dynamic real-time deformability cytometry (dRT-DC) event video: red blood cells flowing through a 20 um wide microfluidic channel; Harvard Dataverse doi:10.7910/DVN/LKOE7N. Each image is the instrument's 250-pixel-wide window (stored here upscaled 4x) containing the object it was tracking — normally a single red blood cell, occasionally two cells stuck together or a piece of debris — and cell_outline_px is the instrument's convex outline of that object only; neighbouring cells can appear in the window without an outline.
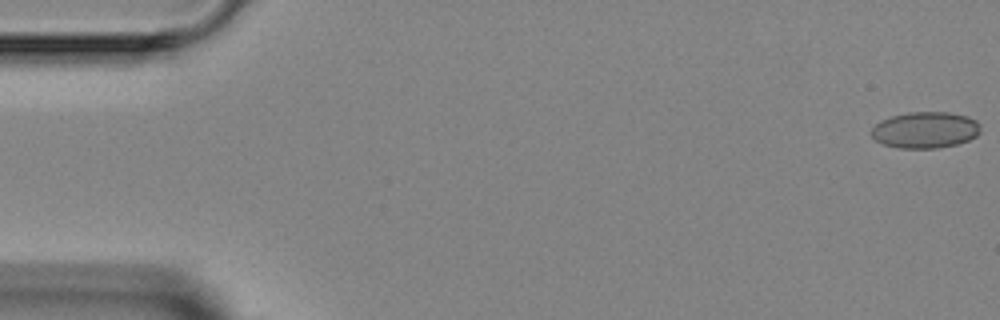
{"species": "Egyptian fruit bat (a non-hibernating species)", "species_latin": "Rousettus aegyptiacus", "temperature_condition": "room temperature", "stored_images_in_passage": 10, "camera_frame_rate_fps": 3000, "um_per_image_px": 0.085, "animal": {"sex": "female"}, "frame": {"image": 1, "passage_image": 1, "time_ms": 0.0, "image_size_px": [1000, 320], "cell_outline_px": [[980, 132], [976, 136], [968, 140], [956, 144], [936, 148], [900, 148], [884, 144], [876, 140], [872, 136], [872, 128], [880, 120], [892, 116], [908, 112], [948, 112], [968, 116], [976, 120], [980, 124]], "centroid_in_image_um": [78.66, 11.04], "position_along_channel_um": 6.3, "area_um2": 23.06}}